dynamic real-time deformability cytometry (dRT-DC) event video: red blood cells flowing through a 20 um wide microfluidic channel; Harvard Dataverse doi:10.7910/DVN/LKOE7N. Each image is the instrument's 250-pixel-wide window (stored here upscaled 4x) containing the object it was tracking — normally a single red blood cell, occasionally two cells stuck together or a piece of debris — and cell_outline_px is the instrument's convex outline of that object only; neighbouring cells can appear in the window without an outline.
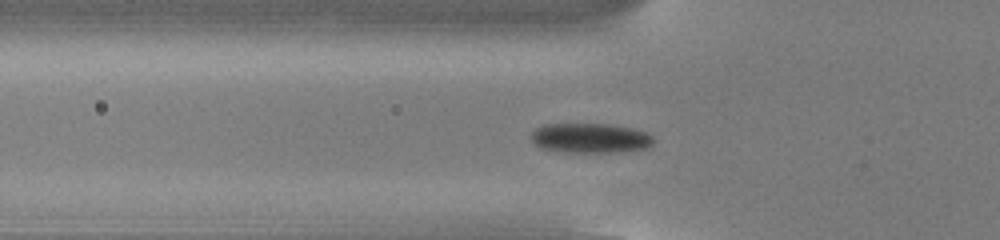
{"species": "common noctule bat (a hibernating species)", "species_latin": "Nyctalus noctula", "temperature_condition": "cold", "stored_images_in_passage": 51, "camera_frame_rate_fps": 3000, "um_per_image_px": 0.085, "animal": {"sex": "male", "body_mass_g": 13.0, "forearm_length_mm": 53.1}, "frame": {"image": 1, "passage_image": 15, "time_ms": 4.667, "image_size_px": [1000, 240], "cell_outline_px": [[656, 140], [648, 148], [616, 152], [560, 152], [540, 148], [532, 140], [532, 132], [536, 128], [548, 124], [608, 124], [632, 128], [648, 132]], "centroid_in_image_um": [50.21, 11.74], "position_along_channel_um": 75.6, "area_um2": 21.33}}
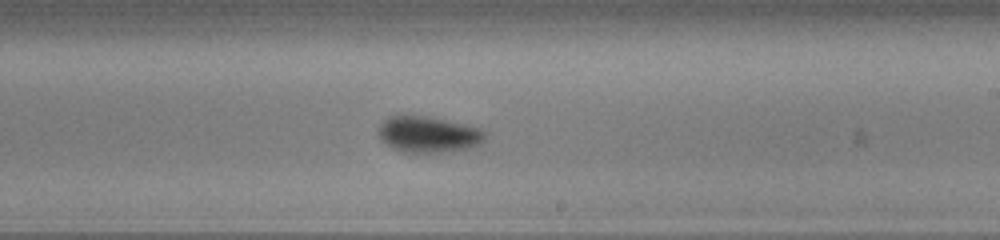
{"frame": {"image": 2, "passage_image": 29, "time_ms": 9.333, "image_size_px": [1000, 240], "cell_outline_px": [[488, 136], [480, 144], [468, 148], [452, 152], [400, 152], [384, 144], [380, 140], [376, 132], [380, 124], [388, 116], [424, 116], [444, 120], [480, 128], [488, 132]], "centroid_in_image_um": [36.39, 11.44], "position_along_channel_um": 252.6, "area_um2": 22.72}}
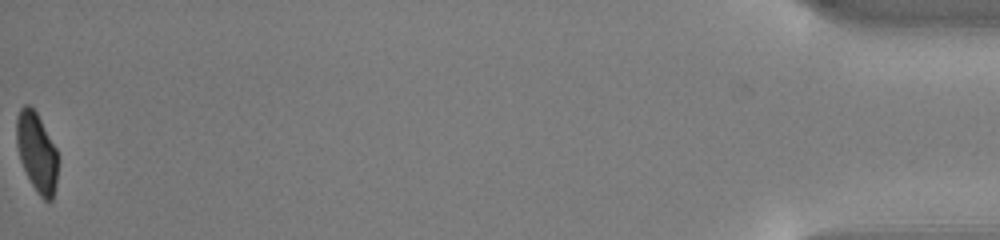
{"frame": {"image": 3, "passage_image": 51, "time_ms": 16.667, "image_size_px": [1000, 240], "cell_outline_px": [[56, 184], [52, 200], [48, 204], [36, 192], [20, 160], [16, 144], [16, 116], [20, 108], [24, 104], [28, 104], [36, 112], [56, 148]], "centroid_in_image_um": [3.1, 12.94], "position_along_channel_um": 432.1, "area_um2": 18.96}, "authors_computed_cell_mechanics": {"area_um2": 21.097, "velocity_mm_per_s": 3.7962, "shape_relaxation_time_tau1_ms": 1.9174, "shape_relaxation_time_tau2_ms": null, "deformation_change_tau1": 0.0983, "deformation_change_tau2": null}}